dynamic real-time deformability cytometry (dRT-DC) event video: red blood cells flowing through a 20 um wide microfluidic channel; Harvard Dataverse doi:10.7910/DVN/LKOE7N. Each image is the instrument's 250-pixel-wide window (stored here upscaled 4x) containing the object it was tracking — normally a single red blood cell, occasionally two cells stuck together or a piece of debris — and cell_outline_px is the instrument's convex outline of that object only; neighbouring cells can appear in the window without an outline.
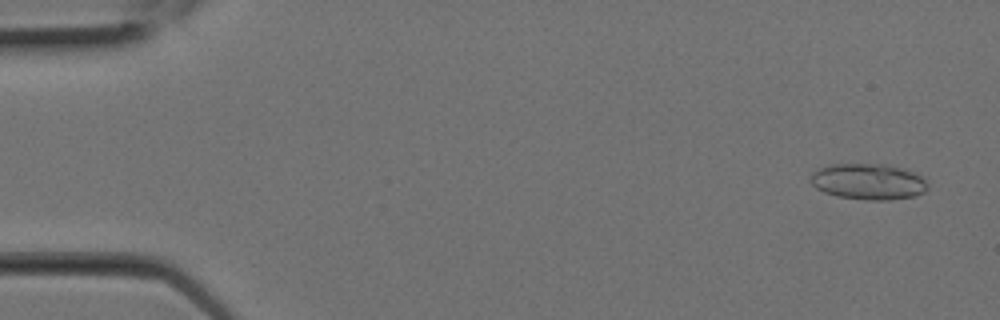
{"species": "Egyptian fruit bat (a non-hibernating species)", "species_latin": "Rousettus aegyptiacus", "temperature_condition": "room temperature", "stored_images_in_passage": 9, "camera_frame_rate_fps": 3000, "um_per_image_px": 0.085, "animal": {"sex": "female"}, "frame": {"image": 1, "passage_image": 1, "time_ms": 0.0, "image_size_px": [1000, 320], "cell_outline_px": [[928, 188], [924, 192], [916, 196], [888, 200], [864, 200], [836, 196], [824, 192], [816, 188], [812, 184], [812, 172], [820, 168], [832, 164], [888, 164], [904, 168], [924, 176], [928, 184]], "centroid_in_image_um": [73.87, 15.44], "position_along_channel_um": 11.1, "area_um2": 24.85}}
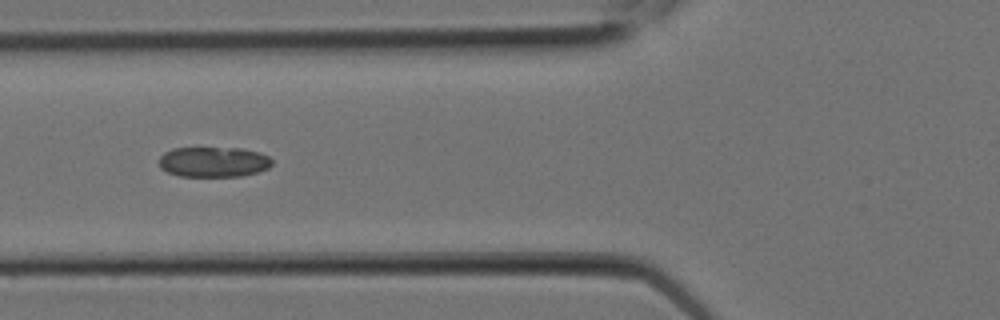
{"frame": {"image": 2, "passage_image": 8, "time_ms": 2.333, "image_size_px": [1000, 320], "cell_outline_px": [[272, 164], [268, 168], [256, 172], [240, 176], [180, 176], [168, 172], [160, 168], [160, 156], [164, 152], [172, 148], [240, 148], [260, 152], [268, 156], [272, 160]], "centroid_in_image_um": [18.15, 13.75], "position_along_channel_um": 107.7, "area_um2": 19.88}}
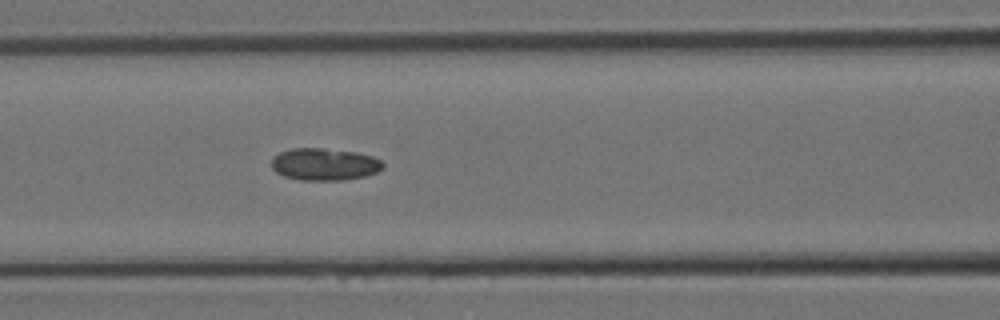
{"frame": {"image": 3, "passage_image": 9, "time_ms": 2.667, "image_size_px": [1000, 320], "cell_outline_px": [[384, 168], [376, 172], [364, 176], [340, 180], [300, 180], [284, 176], [276, 172], [272, 168], [272, 156], [280, 152], [292, 148], [324, 148], [356, 152], [372, 156], [380, 160], [384, 164]], "centroid_in_image_um": [27.56, 13.95], "position_along_channel_um": 139.0, "area_um2": 20.92}}